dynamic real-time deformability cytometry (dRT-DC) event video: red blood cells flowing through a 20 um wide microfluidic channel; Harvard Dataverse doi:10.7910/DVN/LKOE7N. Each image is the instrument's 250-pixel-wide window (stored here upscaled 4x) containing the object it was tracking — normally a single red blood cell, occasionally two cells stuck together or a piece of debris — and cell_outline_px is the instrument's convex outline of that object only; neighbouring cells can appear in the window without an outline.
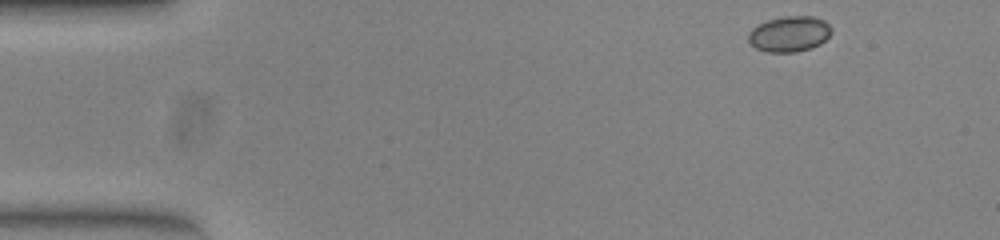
{"species": "common noctule bat (a hibernating species)", "species_latin": "Nyctalus noctula", "temperature_condition": "warm", "stored_images_in_passage": 48, "camera_frame_rate_fps": 3000, "um_per_image_px": 0.085, "animal": {"sex": "female", "body_mass_g": 23.0, "forearm_length_mm": 53.4}, "frame": {"image": 1, "passage_image": 1, "time_ms": 0.0, "image_size_px": [1000, 240], "cell_outline_px": [[832, 32], [820, 44], [812, 48], [796, 52], [768, 52], [756, 48], [748, 40], [748, 32], [752, 28], [768, 20], [780, 16], [816, 16], [824, 20], [832, 28]], "centroid_in_image_um": [67.11, 2.88], "position_along_channel_um": 17.9, "area_um2": 17.34}}
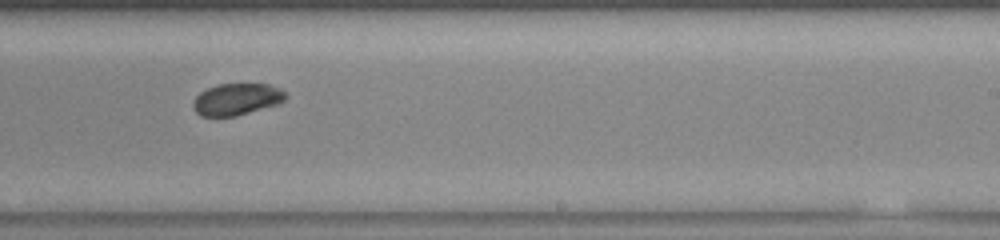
{"frame": {"image": 2, "passage_image": 28, "time_ms": 9.0, "image_size_px": [1000, 240], "cell_outline_px": [[288, 96], [284, 100], [276, 104], [236, 116], [200, 116], [192, 108], [192, 104], [196, 96], [200, 92], [216, 84], [268, 84], [280, 88]], "centroid_in_image_um": [20.09, 8.43], "position_along_channel_um": 268.9, "area_um2": 17.05}}
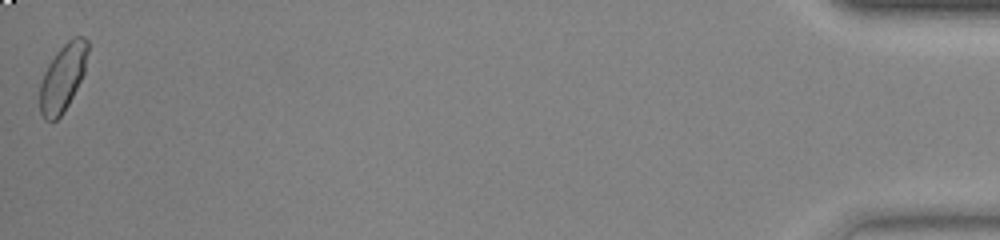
{"frame": {"image": 3, "passage_image": 48, "time_ms": 15.667, "image_size_px": [1000, 240], "cell_outline_px": [[88, 52], [84, 72], [68, 104], [60, 116], [56, 120], [44, 120], [40, 112], [40, 84], [44, 72], [48, 64], [56, 52], [72, 36], [84, 36], [88, 40]], "centroid_in_image_um": [5.33, 6.56], "position_along_channel_um": 429.9, "area_um2": 18.61}, "authors_computed_cell_mechanics": {"area_um2": 17.8313, "velocity_mm_per_s": 3.9022, "shape_relaxation_time_tau1_ms": 3.1241, "shape_relaxation_time_tau2_ms": 1.8292, "deformation_change_tau1": 0.1182, "deformation_change_tau2": 0.03}}